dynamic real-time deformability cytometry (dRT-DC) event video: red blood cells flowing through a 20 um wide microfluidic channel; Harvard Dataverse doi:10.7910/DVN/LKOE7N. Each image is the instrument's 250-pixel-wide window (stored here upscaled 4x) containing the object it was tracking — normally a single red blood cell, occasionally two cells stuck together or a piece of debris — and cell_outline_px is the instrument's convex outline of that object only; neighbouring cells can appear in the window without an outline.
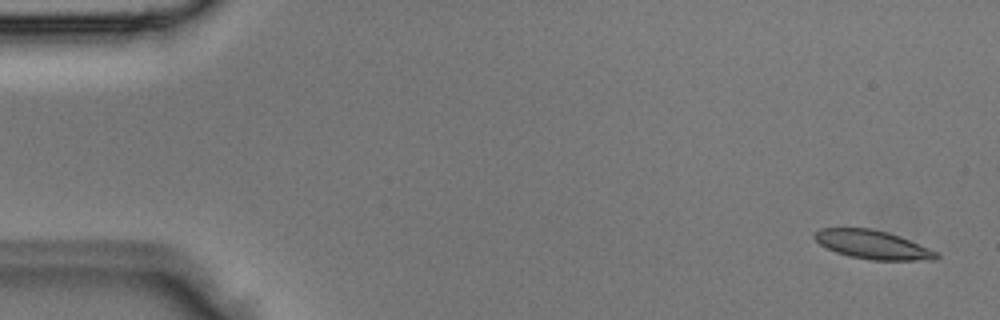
{"species": "Egyptian fruit bat (a non-hibernating species)", "species_latin": "Rousettus aegyptiacus", "temperature_condition": "room temperature", "stored_images_in_passage": 3, "camera_frame_rate_fps": 3000, "um_per_image_px": 0.085, "animal": {"sex": "male"}, "frame": {"image": 1, "passage_image": 1, "time_ms": 0.0, "image_size_px": [1000, 320], "cell_outline_px": [[940, 256], [936, 260], [872, 260], [848, 256], [836, 252], [820, 244], [812, 236], [820, 228], [868, 228], [888, 232], [900, 236], [940, 252]], "centroid_in_image_um": [74.22, 20.8], "position_along_channel_um": 10.8, "area_um2": 20.46}}
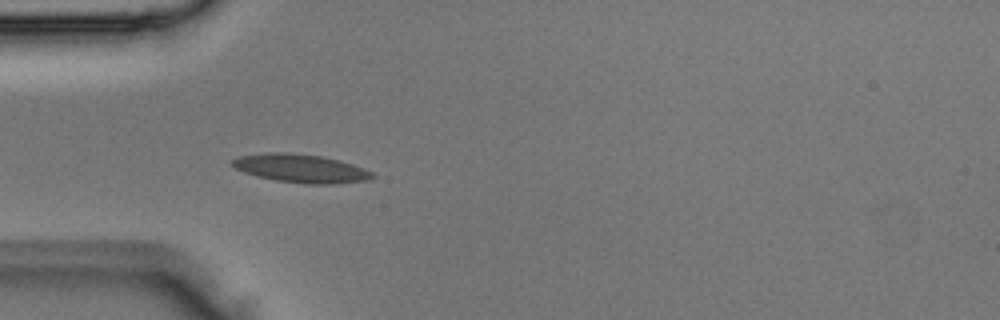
{"frame": {"image": 2, "passage_image": 3, "time_ms": 0.667, "image_size_px": [1000, 320], "cell_outline_px": [[376, 176], [368, 180], [332, 184], [308, 184], [276, 180], [256, 176], [244, 172], [228, 164], [232, 160], [240, 156], [268, 152], [288, 152], [324, 156], [340, 160], [352, 164], [372, 172]], "centroid_in_image_um": [25.56, 14.31], "position_along_channel_um": 59.4, "area_um2": 23.24}}